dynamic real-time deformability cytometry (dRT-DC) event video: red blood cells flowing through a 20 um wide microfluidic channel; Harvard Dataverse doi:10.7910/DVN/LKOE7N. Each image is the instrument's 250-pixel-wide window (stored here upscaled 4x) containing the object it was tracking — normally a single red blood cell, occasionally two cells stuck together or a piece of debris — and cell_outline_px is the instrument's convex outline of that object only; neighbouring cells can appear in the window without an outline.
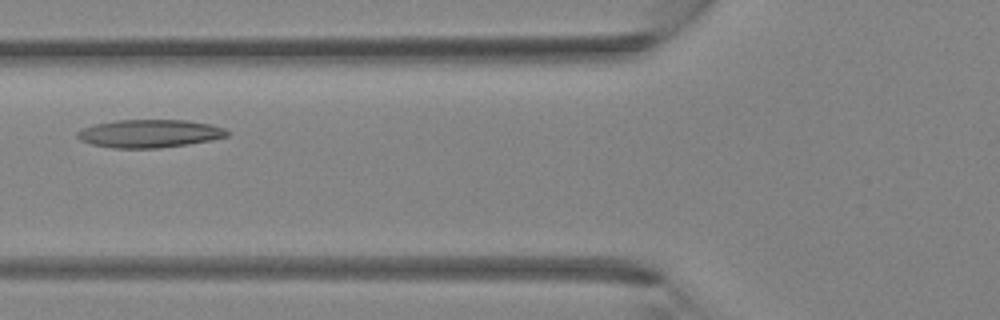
{"species": "Egyptian fruit bat (a non-hibernating species)", "species_latin": "Rousettus aegyptiacus", "temperature_condition": "room temperature", "stored_images_in_passage": 3, "camera_frame_rate_fps": 3000, "um_per_image_px": 0.085, "animal": {"sex": "female"}, "frame": {"image": 1, "passage_image": 3, "time_ms": 2.333, "image_size_px": [1000, 320], "cell_outline_px": [[228, 136], [212, 140], [188, 144], [160, 148], [112, 148], [92, 144], [80, 140], [76, 136], [76, 132], [84, 128], [96, 124], [116, 120], [188, 120], [212, 124], [224, 128], [228, 132]], "centroid_in_image_um": [12.73, 11.35], "position_along_channel_um": 113.1, "area_um2": 24.51}}